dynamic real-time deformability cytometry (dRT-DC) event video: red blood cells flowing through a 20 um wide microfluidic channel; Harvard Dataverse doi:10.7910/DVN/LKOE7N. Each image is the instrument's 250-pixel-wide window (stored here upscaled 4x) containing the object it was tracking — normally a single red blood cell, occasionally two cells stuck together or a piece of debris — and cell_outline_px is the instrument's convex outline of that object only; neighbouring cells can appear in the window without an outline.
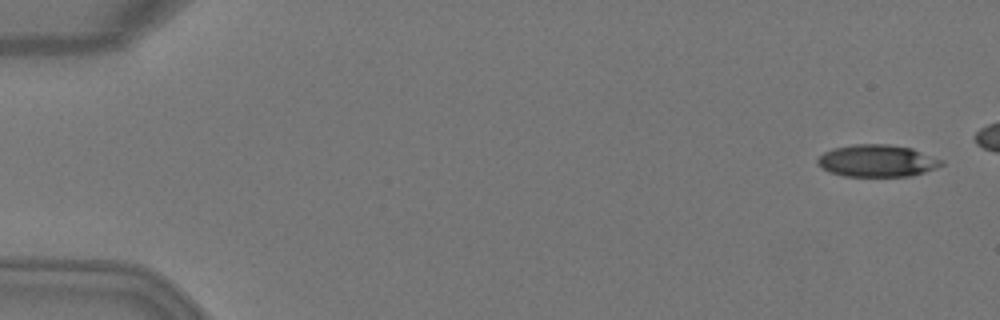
{"species": "Egyptian fruit bat (a non-hibernating species)", "species_latin": "Rousettus aegyptiacus", "temperature_condition": "warm", "stored_images_in_passage": 7, "camera_frame_rate_fps": 3000, "um_per_image_px": 0.085, "animal": {"sex": "female"}, "frame": {"image": 1, "passage_image": 1, "time_ms": 0.0, "image_size_px": [1000, 320], "cell_outline_px": [[944, 164], [936, 168], [912, 176], [844, 176], [832, 172], [816, 164], [816, 160], [824, 152], [832, 148], [856, 144], [888, 144], [912, 148], [944, 160]], "centroid_in_image_um": [74.58, 13.66], "position_along_channel_um": 10.4, "area_um2": 23.18}}
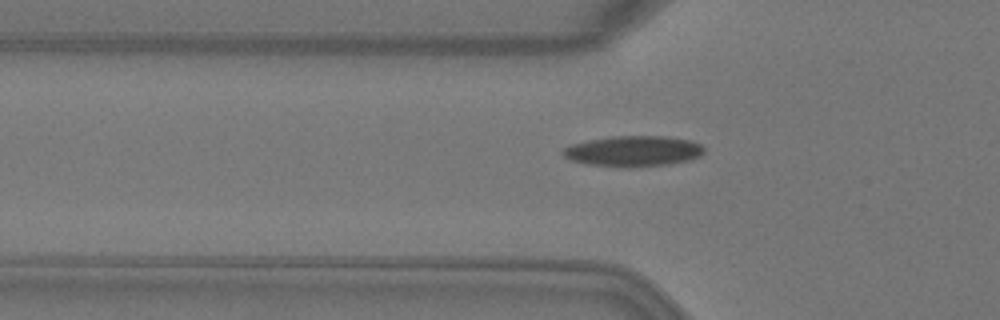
{"frame": {"image": 2, "passage_image": 6, "time_ms": 1.667, "image_size_px": [1000, 320], "cell_outline_px": [[704, 152], [700, 156], [688, 160], [668, 164], [632, 168], [628, 168], [588, 164], [572, 160], [564, 156], [560, 152], [564, 148], [572, 144], [588, 140], [612, 136], [664, 136], [692, 140], [700, 144], [704, 148]], "centroid_in_image_um": [53.84, 12.85], "position_along_channel_um": 72.0, "area_um2": 25.32}}